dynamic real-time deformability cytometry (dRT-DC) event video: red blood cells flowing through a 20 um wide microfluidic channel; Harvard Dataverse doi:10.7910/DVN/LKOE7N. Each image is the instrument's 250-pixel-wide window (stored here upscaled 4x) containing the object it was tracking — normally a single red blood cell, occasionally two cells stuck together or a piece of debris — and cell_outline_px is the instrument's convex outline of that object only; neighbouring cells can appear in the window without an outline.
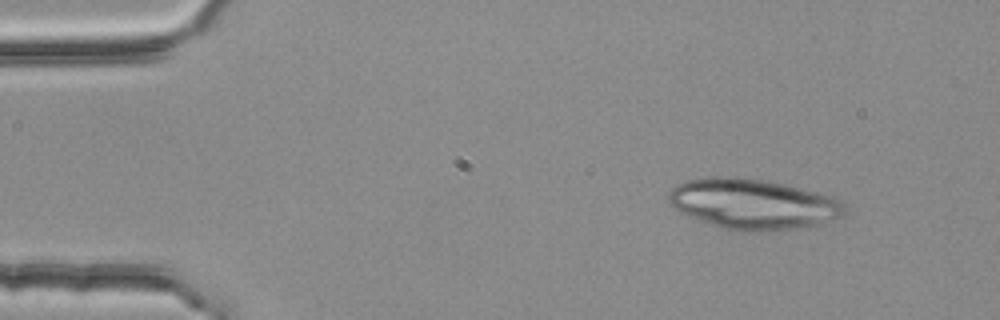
{"species": "common noctule bat (a hibernating species)", "species_latin": "Nyctalus noctula", "temperature_condition": "room temperature", "stored_images_in_passage": 4, "camera_frame_rate_fps": 3000, "um_per_image_px": 0.085, "animal": {"sex": "female", "body_mass_g": 25.1}, "frame": {"image": 1, "passage_image": 2, "time_ms": 0.333, "image_size_px": [1000, 320], "cell_outline_px": [[844, 216], [816, 224], [792, 228], [724, 228], [688, 216], [672, 208], [668, 200], [668, 192], [676, 184], [688, 180], [712, 176], [736, 176], [764, 180], [784, 184], [836, 196], [844, 200]], "centroid_in_image_um": [63.99, 17.27], "position_along_channel_um": 21.0, "area_um2": 50.69}}